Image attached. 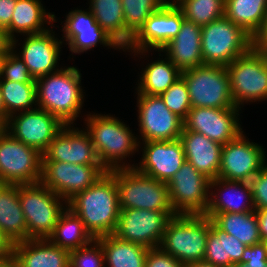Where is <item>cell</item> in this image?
<instances>
[{"mask_svg": "<svg viewBox=\"0 0 267 267\" xmlns=\"http://www.w3.org/2000/svg\"><path fill=\"white\" fill-rule=\"evenodd\" d=\"M67 207L94 239L114 234L120 213L115 169L106 171L92 186L76 193L67 201Z\"/></svg>", "mask_w": 267, "mask_h": 267, "instance_id": "obj_1", "label": "cell"}, {"mask_svg": "<svg viewBox=\"0 0 267 267\" xmlns=\"http://www.w3.org/2000/svg\"><path fill=\"white\" fill-rule=\"evenodd\" d=\"M37 105L58 117L65 125L72 124L81 114L84 95L81 73L74 66L36 79Z\"/></svg>", "mask_w": 267, "mask_h": 267, "instance_id": "obj_2", "label": "cell"}, {"mask_svg": "<svg viewBox=\"0 0 267 267\" xmlns=\"http://www.w3.org/2000/svg\"><path fill=\"white\" fill-rule=\"evenodd\" d=\"M85 121L88 126L86 131L91 137L100 164L106 171L135 168L133 164L125 165L123 160L136 153L141 142L124 122L111 115L91 113L87 114Z\"/></svg>", "mask_w": 267, "mask_h": 267, "instance_id": "obj_3", "label": "cell"}, {"mask_svg": "<svg viewBox=\"0 0 267 267\" xmlns=\"http://www.w3.org/2000/svg\"><path fill=\"white\" fill-rule=\"evenodd\" d=\"M210 227L211 219L205 215H175L159 247L183 265L203 261Z\"/></svg>", "mask_w": 267, "mask_h": 267, "instance_id": "obj_4", "label": "cell"}, {"mask_svg": "<svg viewBox=\"0 0 267 267\" xmlns=\"http://www.w3.org/2000/svg\"><path fill=\"white\" fill-rule=\"evenodd\" d=\"M19 200L27 225V240L48 239L67 207V201L41 182L19 184Z\"/></svg>", "mask_w": 267, "mask_h": 267, "instance_id": "obj_5", "label": "cell"}, {"mask_svg": "<svg viewBox=\"0 0 267 267\" xmlns=\"http://www.w3.org/2000/svg\"><path fill=\"white\" fill-rule=\"evenodd\" d=\"M253 46V37L225 16L201 27L203 65L226 67Z\"/></svg>", "mask_w": 267, "mask_h": 267, "instance_id": "obj_6", "label": "cell"}, {"mask_svg": "<svg viewBox=\"0 0 267 267\" xmlns=\"http://www.w3.org/2000/svg\"><path fill=\"white\" fill-rule=\"evenodd\" d=\"M236 107L267 99V49L253 46L226 66Z\"/></svg>", "mask_w": 267, "mask_h": 267, "instance_id": "obj_7", "label": "cell"}, {"mask_svg": "<svg viewBox=\"0 0 267 267\" xmlns=\"http://www.w3.org/2000/svg\"><path fill=\"white\" fill-rule=\"evenodd\" d=\"M115 179L120 209L174 211L167 183L140 173L136 168L115 169Z\"/></svg>", "mask_w": 267, "mask_h": 267, "instance_id": "obj_8", "label": "cell"}, {"mask_svg": "<svg viewBox=\"0 0 267 267\" xmlns=\"http://www.w3.org/2000/svg\"><path fill=\"white\" fill-rule=\"evenodd\" d=\"M190 96L191 106L218 109L233 108L227 68L220 65H201L181 73Z\"/></svg>", "mask_w": 267, "mask_h": 267, "instance_id": "obj_9", "label": "cell"}, {"mask_svg": "<svg viewBox=\"0 0 267 267\" xmlns=\"http://www.w3.org/2000/svg\"><path fill=\"white\" fill-rule=\"evenodd\" d=\"M42 154L5 129L0 132V184H34L41 180Z\"/></svg>", "mask_w": 267, "mask_h": 267, "instance_id": "obj_10", "label": "cell"}, {"mask_svg": "<svg viewBox=\"0 0 267 267\" xmlns=\"http://www.w3.org/2000/svg\"><path fill=\"white\" fill-rule=\"evenodd\" d=\"M210 179L185 161L167 183L176 215H205L209 204Z\"/></svg>", "mask_w": 267, "mask_h": 267, "instance_id": "obj_11", "label": "cell"}, {"mask_svg": "<svg viewBox=\"0 0 267 267\" xmlns=\"http://www.w3.org/2000/svg\"><path fill=\"white\" fill-rule=\"evenodd\" d=\"M175 215L174 211L120 209L114 235L148 249L157 248L163 239L168 222Z\"/></svg>", "mask_w": 267, "mask_h": 267, "instance_id": "obj_12", "label": "cell"}, {"mask_svg": "<svg viewBox=\"0 0 267 267\" xmlns=\"http://www.w3.org/2000/svg\"><path fill=\"white\" fill-rule=\"evenodd\" d=\"M106 172L102 165L42 162L40 182L65 201L92 186Z\"/></svg>", "mask_w": 267, "mask_h": 267, "instance_id": "obj_13", "label": "cell"}, {"mask_svg": "<svg viewBox=\"0 0 267 267\" xmlns=\"http://www.w3.org/2000/svg\"><path fill=\"white\" fill-rule=\"evenodd\" d=\"M64 126L65 124L55 115L35 107L32 111L10 115L4 129L14 138L42 154Z\"/></svg>", "mask_w": 267, "mask_h": 267, "instance_id": "obj_14", "label": "cell"}, {"mask_svg": "<svg viewBox=\"0 0 267 267\" xmlns=\"http://www.w3.org/2000/svg\"><path fill=\"white\" fill-rule=\"evenodd\" d=\"M139 132L143 142L180 139L184 121L156 95L138 94Z\"/></svg>", "mask_w": 267, "mask_h": 267, "instance_id": "obj_15", "label": "cell"}, {"mask_svg": "<svg viewBox=\"0 0 267 267\" xmlns=\"http://www.w3.org/2000/svg\"><path fill=\"white\" fill-rule=\"evenodd\" d=\"M266 152L246 139L243 132L222 147L218 178L248 182L266 165Z\"/></svg>", "mask_w": 267, "mask_h": 267, "instance_id": "obj_16", "label": "cell"}, {"mask_svg": "<svg viewBox=\"0 0 267 267\" xmlns=\"http://www.w3.org/2000/svg\"><path fill=\"white\" fill-rule=\"evenodd\" d=\"M184 19L176 4L165 3L149 16L125 50L130 49L135 56L140 53L145 55L150 49L159 52L178 34Z\"/></svg>", "mask_w": 267, "mask_h": 267, "instance_id": "obj_17", "label": "cell"}, {"mask_svg": "<svg viewBox=\"0 0 267 267\" xmlns=\"http://www.w3.org/2000/svg\"><path fill=\"white\" fill-rule=\"evenodd\" d=\"M239 108H191L184 120V129L203 134L210 140L225 145L243 131L239 123Z\"/></svg>", "mask_w": 267, "mask_h": 267, "instance_id": "obj_18", "label": "cell"}, {"mask_svg": "<svg viewBox=\"0 0 267 267\" xmlns=\"http://www.w3.org/2000/svg\"><path fill=\"white\" fill-rule=\"evenodd\" d=\"M42 162L101 165L89 133L71 124L65 125L42 153Z\"/></svg>", "mask_w": 267, "mask_h": 267, "instance_id": "obj_19", "label": "cell"}, {"mask_svg": "<svg viewBox=\"0 0 267 267\" xmlns=\"http://www.w3.org/2000/svg\"><path fill=\"white\" fill-rule=\"evenodd\" d=\"M142 161L135 168L151 178L168 183L186 161L180 139L142 142Z\"/></svg>", "mask_w": 267, "mask_h": 267, "instance_id": "obj_20", "label": "cell"}, {"mask_svg": "<svg viewBox=\"0 0 267 267\" xmlns=\"http://www.w3.org/2000/svg\"><path fill=\"white\" fill-rule=\"evenodd\" d=\"M66 20L62 26L66 44L70 51L75 54L88 51L101 43L114 49H122L112 37L106 33L96 22L93 14L88 11H82L78 8L72 10L66 15Z\"/></svg>", "mask_w": 267, "mask_h": 267, "instance_id": "obj_21", "label": "cell"}, {"mask_svg": "<svg viewBox=\"0 0 267 267\" xmlns=\"http://www.w3.org/2000/svg\"><path fill=\"white\" fill-rule=\"evenodd\" d=\"M52 33L54 32L48 29L42 33L27 35L21 52L16 53L20 54L19 56L35 80L60 70L56 66L60 58V46L64 41H58Z\"/></svg>", "mask_w": 267, "mask_h": 267, "instance_id": "obj_22", "label": "cell"}, {"mask_svg": "<svg viewBox=\"0 0 267 267\" xmlns=\"http://www.w3.org/2000/svg\"><path fill=\"white\" fill-rule=\"evenodd\" d=\"M213 187L220 189L215 188L216 193L213 192V189L210 191L209 196L211 197H209V204L205 213H246L255 211L250 183L216 178L210 181V190Z\"/></svg>", "mask_w": 267, "mask_h": 267, "instance_id": "obj_23", "label": "cell"}, {"mask_svg": "<svg viewBox=\"0 0 267 267\" xmlns=\"http://www.w3.org/2000/svg\"><path fill=\"white\" fill-rule=\"evenodd\" d=\"M180 140L186 161L210 180L218 178L223 145L184 128Z\"/></svg>", "mask_w": 267, "mask_h": 267, "instance_id": "obj_24", "label": "cell"}, {"mask_svg": "<svg viewBox=\"0 0 267 267\" xmlns=\"http://www.w3.org/2000/svg\"><path fill=\"white\" fill-rule=\"evenodd\" d=\"M161 51L167 52L166 56L181 72L203 65L201 26L184 19L178 34Z\"/></svg>", "mask_w": 267, "mask_h": 267, "instance_id": "obj_25", "label": "cell"}, {"mask_svg": "<svg viewBox=\"0 0 267 267\" xmlns=\"http://www.w3.org/2000/svg\"><path fill=\"white\" fill-rule=\"evenodd\" d=\"M19 267H69L70 251L48 239H28L13 244Z\"/></svg>", "mask_w": 267, "mask_h": 267, "instance_id": "obj_26", "label": "cell"}, {"mask_svg": "<svg viewBox=\"0 0 267 267\" xmlns=\"http://www.w3.org/2000/svg\"><path fill=\"white\" fill-rule=\"evenodd\" d=\"M55 17L54 14L46 12L40 0H17L10 26L6 29L12 40V47H16L18 41L14 33L31 35L45 32L49 28L46 29L44 24L46 26V23L57 22Z\"/></svg>", "mask_w": 267, "mask_h": 267, "instance_id": "obj_27", "label": "cell"}, {"mask_svg": "<svg viewBox=\"0 0 267 267\" xmlns=\"http://www.w3.org/2000/svg\"><path fill=\"white\" fill-rule=\"evenodd\" d=\"M0 230L12 244L27 240L19 184H0Z\"/></svg>", "mask_w": 267, "mask_h": 267, "instance_id": "obj_28", "label": "cell"}, {"mask_svg": "<svg viewBox=\"0 0 267 267\" xmlns=\"http://www.w3.org/2000/svg\"><path fill=\"white\" fill-rule=\"evenodd\" d=\"M246 245L219 229L211 220L204 261L218 267H232L241 261Z\"/></svg>", "mask_w": 267, "mask_h": 267, "instance_id": "obj_29", "label": "cell"}, {"mask_svg": "<svg viewBox=\"0 0 267 267\" xmlns=\"http://www.w3.org/2000/svg\"><path fill=\"white\" fill-rule=\"evenodd\" d=\"M89 10L100 27L124 50L133 35L125 26L122 0H90Z\"/></svg>", "mask_w": 267, "mask_h": 267, "instance_id": "obj_30", "label": "cell"}, {"mask_svg": "<svg viewBox=\"0 0 267 267\" xmlns=\"http://www.w3.org/2000/svg\"><path fill=\"white\" fill-rule=\"evenodd\" d=\"M108 267H145L148 248L119 239L114 234L99 238Z\"/></svg>", "mask_w": 267, "mask_h": 267, "instance_id": "obj_31", "label": "cell"}, {"mask_svg": "<svg viewBox=\"0 0 267 267\" xmlns=\"http://www.w3.org/2000/svg\"><path fill=\"white\" fill-rule=\"evenodd\" d=\"M212 222L227 234L233 235L246 246L261 242L255 211L246 213H205Z\"/></svg>", "mask_w": 267, "mask_h": 267, "instance_id": "obj_32", "label": "cell"}, {"mask_svg": "<svg viewBox=\"0 0 267 267\" xmlns=\"http://www.w3.org/2000/svg\"><path fill=\"white\" fill-rule=\"evenodd\" d=\"M266 13L267 0H225L224 16L253 38L261 30Z\"/></svg>", "mask_w": 267, "mask_h": 267, "instance_id": "obj_33", "label": "cell"}, {"mask_svg": "<svg viewBox=\"0 0 267 267\" xmlns=\"http://www.w3.org/2000/svg\"><path fill=\"white\" fill-rule=\"evenodd\" d=\"M48 240L54 245L72 251L89 244L94 238L80 218L66 207Z\"/></svg>", "mask_w": 267, "mask_h": 267, "instance_id": "obj_34", "label": "cell"}, {"mask_svg": "<svg viewBox=\"0 0 267 267\" xmlns=\"http://www.w3.org/2000/svg\"><path fill=\"white\" fill-rule=\"evenodd\" d=\"M142 71L137 94L156 96H160L168 90L181 77L182 73L168 57L148 64Z\"/></svg>", "mask_w": 267, "mask_h": 267, "instance_id": "obj_35", "label": "cell"}, {"mask_svg": "<svg viewBox=\"0 0 267 267\" xmlns=\"http://www.w3.org/2000/svg\"><path fill=\"white\" fill-rule=\"evenodd\" d=\"M0 89L8 117L17 111H32L33 104L37 106L36 83H18L0 79ZM32 107V108H31Z\"/></svg>", "mask_w": 267, "mask_h": 267, "instance_id": "obj_36", "label": "cell"}, {"mask_svg": "<svg viewBox=\"0 0 267 267\" xmlns=\"http://www.w3.org/2000/svg\"><path fill=\"white\" fill-rule=\"evenodd\" d=\"M175 4L186 20L201 27L225 14V0H179Z\"/></svg>", "mask_w": 267, "mask_h": 267, "instance_id": "obj_37", "label": "cell"}, {"mask_svg": "<svg viewBox=\"0 0 267 267\" xmlns=\"http://www.w3.org/2000/svg\"><path fill=\"white\" fill-rule=\"evenodd\" d=\"M165 4V0H122L127 30L134 36L145 21Z\"/></svg>", "mask_w": 267, "mask_h": 267, "instance_id": "obj_38", "label": "cell"}, {"mask_svg": "<svg viewBox=\"0 0 267 267\" xmlns=\"http://www.w3.org/2000/svg\"><path fill=\"white\" fill-rule=\"evenodd\" d=\"M166 107L183 121L191 110L190 96L184 78L181 76L171 87L160 95Z\"/></svg>", "mask_w": 267, "mask_h": 267, "instance_id": "obj_39", "label": "cell"}, {"mask_svg": "<svg viewBox=\"0 0 267 267\" xmlns=\"http://www.w3.org/2000/svg\"><path fill=\"white\" fill-rule=\"evenodd\" d=\"M16 52L15 47H12L7 55L2 58L0 79L18 83H36V80L30 75L27 65Z\"/></svg>", "mask_w": 267, "mask_h": 267, "instance_id": "obj_40", "label": "cell"}, {"mask_svg": "<svg viewBox=\"0 0 267 267\" xmlns=\"http://www.w3.org/2000/svg\"><path fill=\"white\" fill-rule=\"evenodd\" d=\"M104 251L98 239L70 251L69 267H105Z\"/></svg>", "mask_w": 267, "mask_h": 267, "instance_id": "obj_41", "label": "cell"}, {"mask_svg": "<svg viewBox=\"0 0 267 267\" xmlns=\"http://www.w3.org/2000/svg\"><path fill=\"white\" fill-rule=\"evenodd\" d=\"M232 267H267V250L264 243L246 246L241 261Z\"/></svg>", "mask_w": 267, "mask_h": 267, "instance_id": "obj_42", "label": "cell"}, {"mask_svg": "<svg viewBox=\"0 0 267 267\" xmlns=\"http://www.w3.org/2000/svg\"><path fill=\"white\" fill-rule=\"evenodd\" d=\"M255 209L267 208V164L250 181Z\"/></svg>", "mask_w": 267, "mask_h": 267, "instance_id": "obj_43", "label": "cell"}, {"mask_svg": "<svg viewBox=\"0 0 267 267\" xmlns=\"http://www.w3.org/2000/svg\"><path fill=\"white\" fill-rule=\"evenodd\" d=\"M145 267H185V265L157 247L148 249Z\"/></svg>", "mask_w": 267, "mask_h": 267, "instance_id": "obj_44", "label": "cell"}, {"mask_svg": "<svg viewBox=\"0 0 267 267\" xmlns=\"http://www.w3.org/2000/svg\"><path fill=\"white\" fill-rule=\"evenodd\" d=\"M16 3L17 0H0V28L6 30L10 26Z\"/></svg>", "mask_w": 267, "mask_h": 267, "instance_id": "obj_45", "label": "cell"}, {"mask_svg": "<svg viewBox=\"0 0 267 267\" xmlns=\"http://www.w3.org/2000/svg\"><path fill=\"white\" fill-rule=\"evenodd\" d=\"M258 228L261 236V240L263 241L267 238V208L265 209H255Z\"/></svg>", "mask_w": 267, "mask_h": 267, "instance_id": "obj_46", "label": "cell"}, {"mask_svg": "<svg viewBox=\"0 0 267 267\" xmlns=\"http://www.w3.org/2000/svg\"><path fill=\"white\" fill-rule=\"evenodd\" d=\"M12 49V40L5 29L0 28V58L2 59Z\"/></svg>", "mask_w": 267, "mask_h": 267, "instance_id": "obj_47", "label": "cell"}, {"mask_svg": "<svg viewBox=\"0 0 267 267\" xmlns=\"http://www.w3.org/2000/svg\"><path fill=\"white\" fill-rule=\"evenodd\" d=\"M254 46L267 49V13L265 16L264 24L259 33L253 38Z\"/></svg>", "mask_w": 267, "mask_h": 267, "instance_id": "obj_48", "label": "cell"}, {"mask_svg": "<svg viewBox=\"0 0 267 267\" xmlns=\"http://www.w3.org/2000/svg\"><path fill=\"white\" fill-rule=\"evenodd\" d=\"M13 250V244L0 230V258L10 255Z\"/></svg>", "mask_w": 267, "mask_h": 267, "instance_id": "obj_49", "label": "cell"}, {"mask_svg": "<svg viewBox=\"0 0 267 267\" xmlns=\"http://www.w3.org/2000/svg\"><path fill=\"white\" fill-rule=\"evenodd\" d=\"M0 267H19L16 257L11 253L6 257L0 258Z\"/></svg>", "mask_w": 267, "mask_h": 267, "instance_id": "obj_50", "label": "cell"}, {"mask_svg": "<svg viewBox=\"0 0 267 267\" xmlns=\"http://www.w3.org/2000/svg\"><path fill=\"white\" fill-rule=\"evenodd\" d=\"M0 122L3 124L6 123V109H5V104L3 101L1 89H0Z\"/></svg>", "mask_w": 267, "mask_h": 267, "instance_id": "obj_51", "label": "cell"}, {"mask_svg": "<svg viewBox=\"0 0 267 267\" xmlns=\"http://www.w3.org/2000/svg\"><path fill=\"white\" fill-rule=\"evenodd\" d=\"M185 267H218V266H214L213 264H210L203 260L187 264L185 265Z\"/></svg>", "mask_w": 267, "mask_h": 267, "instance_id": "obj_52", "label": "cell"}, {"mask_svg": "<svg viewBox=\"0 0 267 267\" xmlns=\"http://www.w3.org/2000/svg\"><path fill=\"white\" fill-rule=\"evenodd\" d=\"M179 0H173V1H170V0H165V3L167 4H175L176 2H178Z\"/></svg>", "mask_w": 267, "mask_h": 267, "instance_id": "obj_53", "label": "cell"}, {"mask_svg": "<svg viewBox=\"0 0 267 267\" xmlns=\"http://www.w3.org/2000/svg\"><path fill=\"white\" fill-rule=\"evenodd\" d=\"M4 129V124L0 122V132Z\"/></svg>", "mask_w": 267, "mask_h": 267, "instance_id": "obj_54", "label": "cell"}, {"mask_svg": "<svg viewBox=\"0 0 267 267\" xmlns=\"http://www.w3.org/2000/svg\"><path fill=\"white\" fill-rule=\"evenodd\" d=\"M262 242L264 243L266 250H267V238H265Z\"/></svg>", "mask_w": 267, "mask_h": 267, "instance_id": "obj_55", "label": "cell"}]
</instances>
